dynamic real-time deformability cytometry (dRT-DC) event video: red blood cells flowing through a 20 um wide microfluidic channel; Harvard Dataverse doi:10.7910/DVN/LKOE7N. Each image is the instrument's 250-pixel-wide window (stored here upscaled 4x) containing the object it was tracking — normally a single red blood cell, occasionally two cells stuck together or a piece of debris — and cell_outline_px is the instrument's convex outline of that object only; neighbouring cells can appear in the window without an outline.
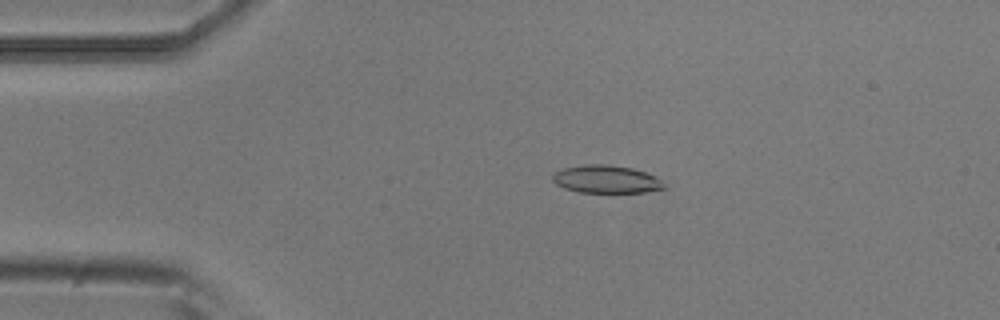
{"species": "common noctule bat (a hibernating species)", "species_latin": "Nyctalus noctula", "temperature_condition": "room temperature", "stored_images_in_passage": 5, "camera_frame_rate_fps": 3000, "um_per_image_px": 0.085, "animal": {"sex": "male", "body_mass_g": 20.5, "forearm_length_mm": 52.5}, "frame": {"image": 1, "passage_image": 4, "time_ms": 1.0, "image_size_px": [1000, 320], "cell_outline_px": [[668, 188], [644, 192], [580, 192], [564, 188], [556, 184], [552, 180], [552, 172], [564, 168], [584, 164], [608, 164], [632, 168], [644, 172], [660, 180]], "centroid_in_image_um": [51.48, 15.23], "position_along_channel_um": 33.5, "area_um2": 18.03}}